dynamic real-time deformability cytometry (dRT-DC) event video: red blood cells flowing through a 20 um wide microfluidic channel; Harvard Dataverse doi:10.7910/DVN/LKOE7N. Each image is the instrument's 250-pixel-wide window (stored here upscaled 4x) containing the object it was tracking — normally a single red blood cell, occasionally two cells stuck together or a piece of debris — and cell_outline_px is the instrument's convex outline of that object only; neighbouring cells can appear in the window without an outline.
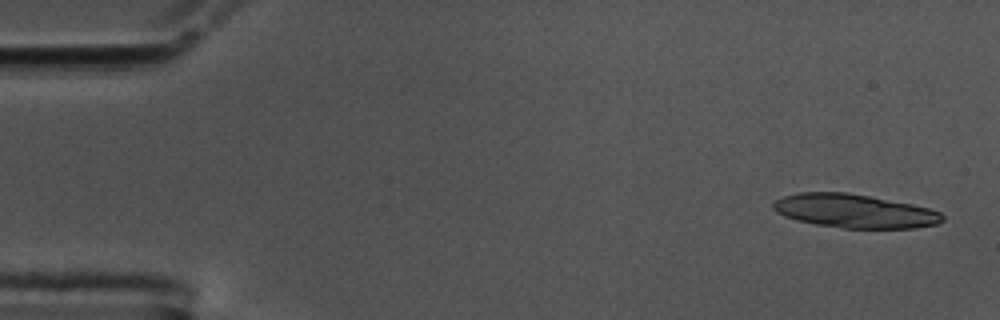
{"species": "common noctule bat (a hibernating species)", "species_latin": "Nyctalus noctula", "temperature_condition": "cold", "stored_images_in_passage": 11, "camera_frame_rate_fps": 3000, "um_per_image_px": 0.085, "animal": {"sex": "male", "body_mass_g": 17.5, "forearm_length_mm": 52.3}, "frame": {"image": 1, "passage_image": 2, "time_ms": 0.333, "image_size_px": [1000, 320], "cell_outline_px": [[944, 220], [936, 224], [916, 228], [844, 228], [816, 224], [796, 220], [784, 216], [776, 212], [772, 208], [772, 204], [776, 200], [784, 196], [800, 192], [848, 192], [912, 204], [928, 208], [940, 212], [944, 216]], "centroid_in_image_um": [72.62, 17.94], "position_along_channel_um": 12.4, "area_um2": 33.18}}